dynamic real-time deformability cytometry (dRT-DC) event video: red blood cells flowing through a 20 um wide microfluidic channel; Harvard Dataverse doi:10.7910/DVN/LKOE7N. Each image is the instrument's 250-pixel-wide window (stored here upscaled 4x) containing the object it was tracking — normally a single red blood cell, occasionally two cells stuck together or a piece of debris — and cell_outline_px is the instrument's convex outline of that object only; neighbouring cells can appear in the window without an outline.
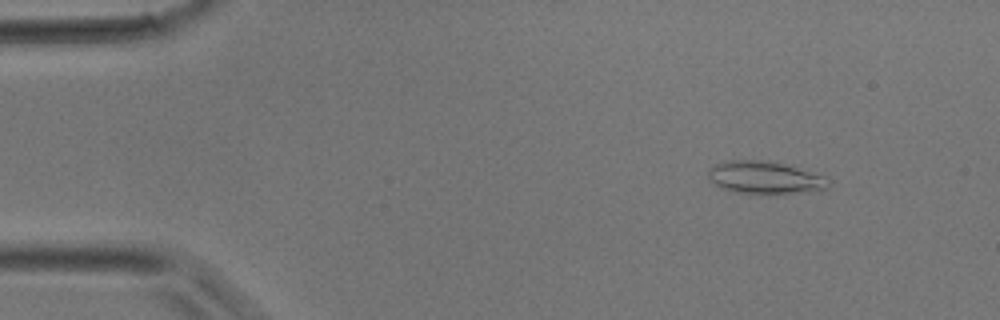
{"species": "common noctule bat (a hibernating species)", "species_latin": "Nyctalus noctula", "temperature_condition": "room temperature", "stored_images_in_passage": 38, "camera_frame_rate_fps": 3000, "um_per_image_px": 0.085, "animal": {"sex": "male", "body_mass_g": 17.9}, "frame": {"image": 1, "passage_image": 4, "time_ms": 1.0, "image_size_px": [1000, 320], "cell_outline_px": [[832, 180], [828, 188], [800, 192], [736, 192], [724, 188], [708, 180], [708, 168], [716, 164], [728, 160], [764, 160], [784, 164], [824, 176]], "centroid_in_image_um": [65.0, 15.06], "position_along_channel_um": 20.0, "area_um2": 22.2}}
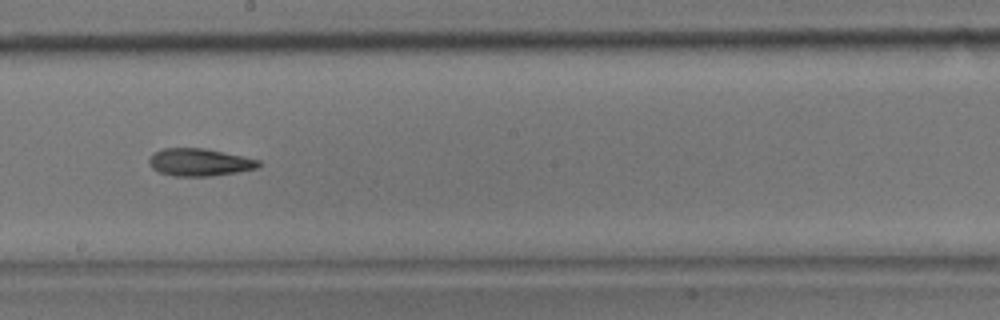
{"frame": {"image": 2, "passage_image": 21, "time_ms": 6.667, "image_size_px": [1000, 320], "cell_outline_px": [[264, 164], [256, 168], [236, 172], [208, 176], [172, 176], [160, 172], [152, 168], [148, 164], [148, 160], [156, 152], [164, 148], [204, 148], [244, 156], [260, 160]], "centroid_in_image_um": [16.98, 13.79], "position_along_channel_um": 231.2, "area_um2": 17.51}}
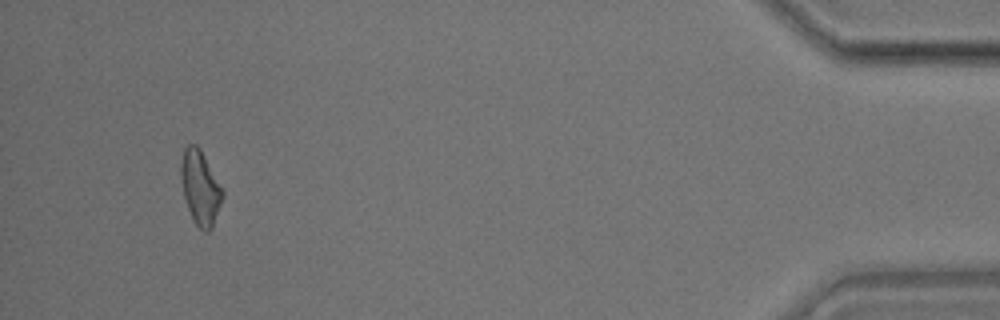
{"frame": {"image": 3, "passage_image": 36, "time_ms": 11.667, "image_size_px": [1000, 320], "cell_outline_px": [[224, 196], [212, 228], [208, 232], [204, 232], [196, 224], [188, 208], [184, 196], [180, 176], [180, 164], [184, 148], [188, 144], [196, 144], [200, 148], [224, 192]], "centroid_in_image_um": [17.02, 15.94], "position_along_channel_um": 418.2, "area_um2": 17.86}}